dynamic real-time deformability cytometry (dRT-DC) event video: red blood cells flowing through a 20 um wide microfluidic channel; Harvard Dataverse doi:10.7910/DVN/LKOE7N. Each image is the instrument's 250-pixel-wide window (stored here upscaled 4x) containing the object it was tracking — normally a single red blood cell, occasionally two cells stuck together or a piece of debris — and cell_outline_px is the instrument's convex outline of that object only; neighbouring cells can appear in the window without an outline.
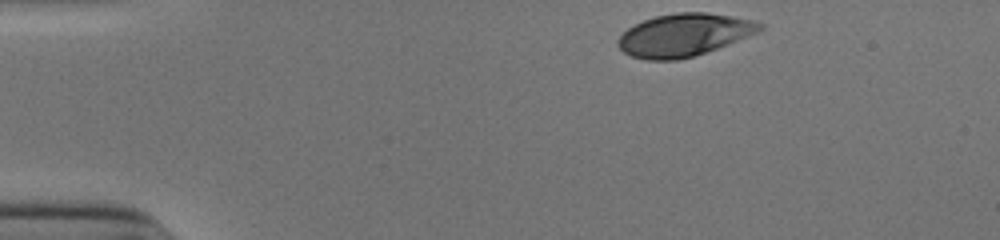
{"species": "human", "species_latin": "Homo sapiens", "temperature_condition": "cold", "stored_images_in_passage": 35, "camera_frame_rate_fps": 3000, "um_per_image_px": 0.085, "donor": {"sex": "male"}, "frame": {"image": 1, "passage_image": 1, "time_ms": 0.0, "image_size_px": [1000, 240], "cell_outline_px": [[764, 28], [756, 32], [728, 44], [692, 56], [676, 60], [648, 60], [632, 56], [624, 52], [616, 44], [620, 36], [628, 28], [644, 20], [656, 16], [676, 12], [704, 12], [752, 20], [764, 24]], "centroid_in_image_um": [58.11, 2.97], "position_along_channel_um": 26.9, "area_um2": 34.62}}
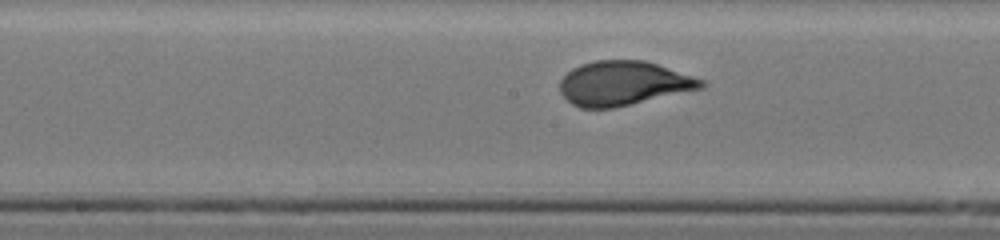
{"frame": {"image": 2, "passage_image": 20, "time_ms": 6.333, "image_size_px": [1000, 240], "cell_outline_px": [[708, 84], [704, 88], [612, 108], [580, 108], [572, 104], [560, 92], [560, 80], [572, 68], [580, 64], [596, 60], [644, 60], [704, 80]], "centroid_in_image_um": [52.98, 7.08], "position_along_channel_um": 195.2, "area_um2": 36.3}}
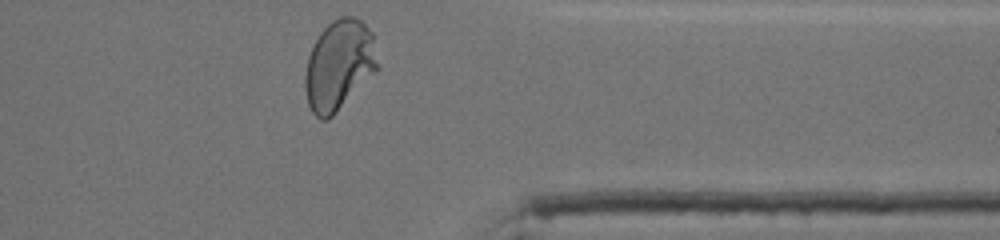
{"frame": {"image": 3, "passage_image": 35, "time_ms": 11.333, "image_size_px": [1000, 240], "cell_outline_px": [[380, 68], [328, 120], [320, 120], [312, 112], [308, 104], [304, 88], [304, 76], [308, 56], [312, 44], [320, 32], [332, 20], [340, 16], [352, 16], [360, 20], [372, 32]], "centroid_in_image_um": [28.81, 5.53], "position_along_channel_um": 382.6, "area_um2": 38.44}, "authors_computed_cell_mechanics": {"area_um2": 36.125, "velocity_mm_per_s": 3.8968, "shape_relaxation_time_tau1_ms": 3.6242, "shape_relaxation_time_tau2_ms": null, "deformation_change_tau1": 0.1909, "deformation_change_tau2": null}}